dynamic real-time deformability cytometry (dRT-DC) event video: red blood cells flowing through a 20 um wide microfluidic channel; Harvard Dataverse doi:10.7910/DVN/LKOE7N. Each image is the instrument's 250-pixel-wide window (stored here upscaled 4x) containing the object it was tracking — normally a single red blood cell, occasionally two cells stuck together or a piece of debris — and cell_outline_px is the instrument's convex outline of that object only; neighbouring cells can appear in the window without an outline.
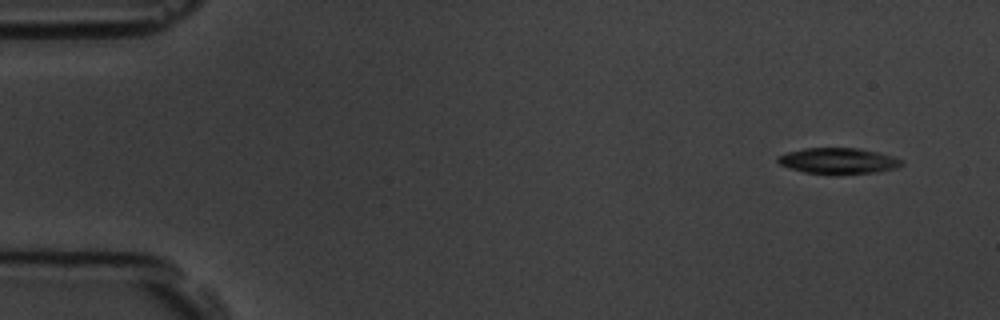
{"species": "common noctule bat (a hibernating species)", "species_latin": "Nyctalus noctula", "temperature_condition": "room temperature", "stored_images_in_passage": 5, "camera_frame_rate_fps": 3000, "um_per_image_px": 0.085, "animal": {"sex": "male", "body_mass_g": 19.5, "forearm_length_mm": 54.6}, "frame": {"image": 1, "passage_image": 1, "time_ms": 0.0, "image_size_px": [1000, 320], "cell_outline_px": [[904, 164], [896, 168], [876, 172], [836, 176], [832, 176], [804, 172], [788, 168], [780, 164], [776, 160], [776, 156], [788, 152], [804, 148], [860, 148], [892, 156], [904, 160]], "centroid_in_image_um": [71.24, 13.7], "position_along_channel_um": 13.8, "area_um2": 19.25}}
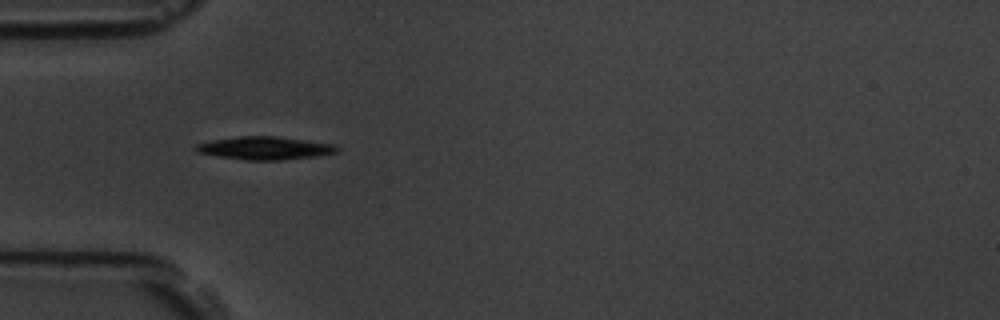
{"frame": {"image": 2, "passage_image": 4, "time_ms": 4.333, "image_size_px": [1000, 320], "cell_outline_px": [[340, 148], [336, 152], [320, 156], [284, 160], [248, 160], [220, 156], [196, 152], [192, 148], [196, 144], [212, 140], [240, 136], [276, 136], [336, 144]], "centroid_in_image_um": [22.55, 12.59], "position_along_channel_um": 62.5, "area_um2": 19.02}}
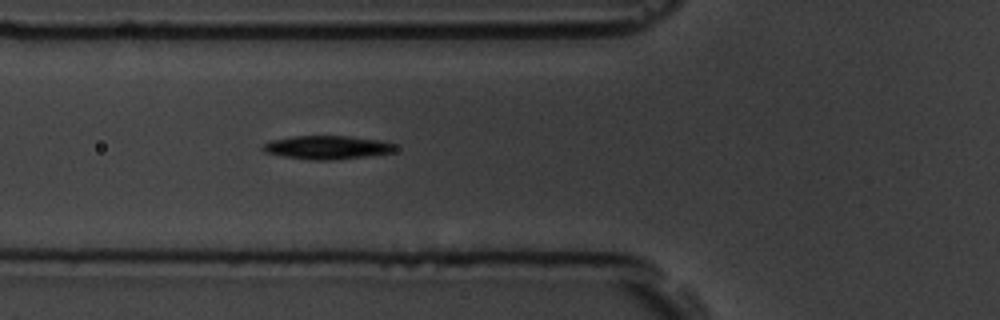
{"frame": {"image": 3, "passage_image": 5, "time_ms": 5.333, "image_size_px": [1000, 320], "cell_outline_px": [[396, 148], [392, 152], [368, 156], [332, 160], [308, 160], [284, 156], [264, 152], [260, 148], [264, 144], [272, 140], [292, 136], [348, 136], [380, 140], [396, 144]], "centroid_in_image_um": [27.8, 12.53], "position_along_channel_um": 98.0, "area_um2": 18.15}}